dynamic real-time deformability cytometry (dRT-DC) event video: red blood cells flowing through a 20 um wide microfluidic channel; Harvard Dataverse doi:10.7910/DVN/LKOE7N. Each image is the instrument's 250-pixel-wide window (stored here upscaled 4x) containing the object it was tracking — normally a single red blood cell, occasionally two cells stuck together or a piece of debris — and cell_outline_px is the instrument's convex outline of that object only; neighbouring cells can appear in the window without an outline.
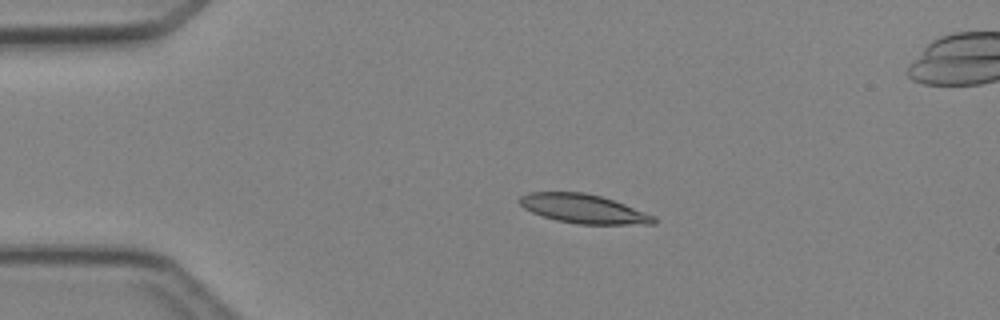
{"species": "Egyptian fruit bat (a non-hibernating species)", "species_latin": "Rousettus aegyptiacus", "temperature_condition": "cold", "stored_images_in_passage": 5, "camera_frame_rate_fps": 3000, "um_per_image_px": 0.085, "animal": {"sex": "female"}, "frame": {"image": 1, "passage_image": 3, "time_ms": 2.667, "image_size_px": [1000, 320], "cell_outline_px": [[656, 224], [576, 224], [556, 220], [532, 212], [524, 208], [516, 200], [520, 196], [528, 192], [584, 192], [600, 196], [624, 204], [656, 216]], "centroid_in_image_um": [49.58, 17.74], "position_along_channel_um": 35.4, "area_um2": 22.66}}